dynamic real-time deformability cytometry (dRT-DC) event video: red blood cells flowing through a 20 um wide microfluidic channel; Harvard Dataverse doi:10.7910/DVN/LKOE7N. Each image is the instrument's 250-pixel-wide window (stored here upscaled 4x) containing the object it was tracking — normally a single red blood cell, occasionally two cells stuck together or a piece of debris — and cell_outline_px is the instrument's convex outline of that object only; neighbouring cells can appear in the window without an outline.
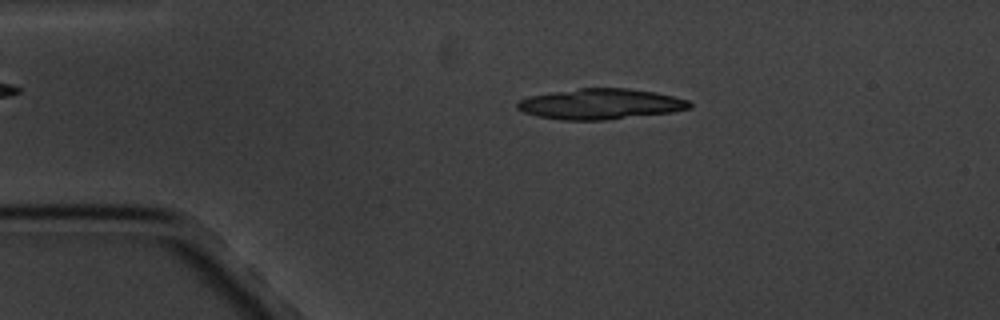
{"species": "common noctule bat (a hibernating species)", "species_latin": "Nyctalus noctula", "temperature_condition": "cold", "stored_images_in_passage": 9, "segment_of_instrument_passage": [1, 2], "camera_frame_rate_fps": 3000, "um_per_image_px": 0.085, "animal": {"sex": "male", "body_mass_g": 20.1, "forearm_length_mm": 53.5}, "frame": {"image": 1, "passage_image": 2, "time_ms": 1.333, "image_size_px": [1000, 320], "cell_outline_px": [[692, 108], [672, 112], [604, 120], [560, 120], [536, 116], [524, 112], [516, 108], [516, 104], [520, 100], [528, 96], [552, 92], [580, 88], [628, 88], [656, 92], [688, 100], [692, 104]], "centroid_in_image_um": [51.03, 8.84], "position_along_channel_um": 34.0, "area_um2": 30.75}}